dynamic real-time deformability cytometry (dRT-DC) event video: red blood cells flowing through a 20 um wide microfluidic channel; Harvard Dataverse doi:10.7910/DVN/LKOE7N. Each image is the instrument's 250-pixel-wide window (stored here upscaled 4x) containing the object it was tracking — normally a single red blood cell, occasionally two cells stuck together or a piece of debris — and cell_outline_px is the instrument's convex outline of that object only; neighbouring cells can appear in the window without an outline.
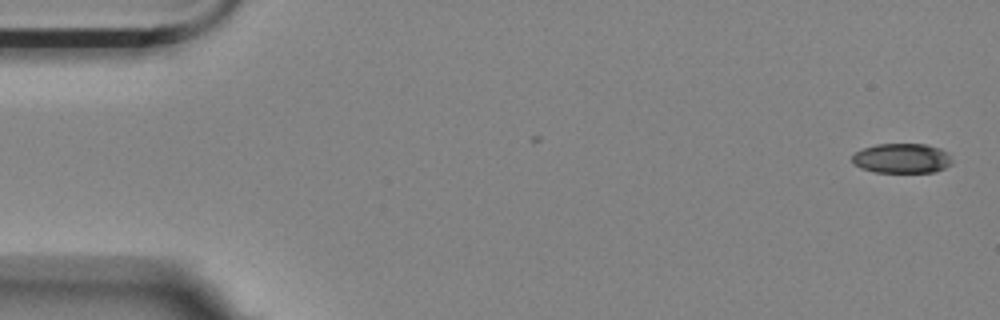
{"species": "Egyptian fruit bat (a non-hibernating species)", "species_latin": "Rousettus aegyptiacus", "temperature_condition": "room temperature", "stored_images_in_passage": 56, "camera_frame_rate_fps": 3000, "um_per_image_px": 0.085, "animal": {"sex": "female"}, "frame": {"image": 1, "passage_image": 1, "time_ms": 0.0, "image_size_px": [1000, 320], "cell_outline_px": [[952, 164], [936, 172], [876, 172], [860, 168], [852, 160], [852, 156], [856, 152], [864, 148], [876, 144], [928, 144], [940, 148], [952, 160]], "centroid_in_image_um": [76.66, 13.46], "position_along_channel_um": 8.3, "area_um2": 17.22}}
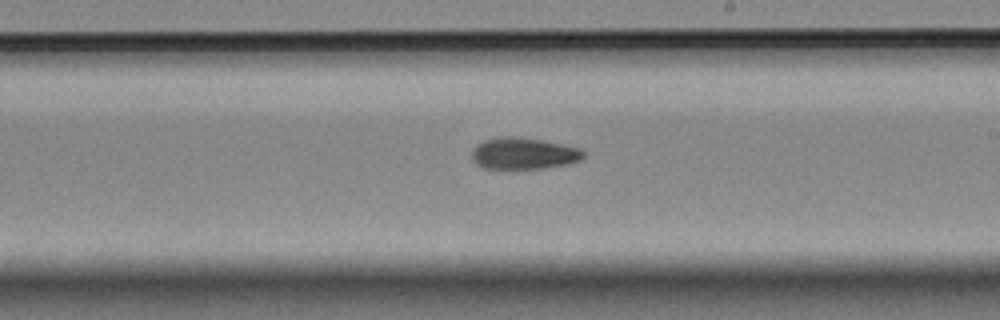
{"frame": {"image": 2, "passage_image": 32, "time_ms": 10.333, "image_size_px": [1000, 320], "cell_outline_px": [[584, 156], [580, 160], [568, 164], [540, 168], [484, 168], [476, 164], [472, 160], [472, 152], [476, 144], [484, 140], [500, 136], [516, 136], [540, 140], [580, 148], [584, 152]], "centroid_in_image_um": [44.47, 13.03], "position_along_channel_um": 244.5, "area_um2": 20.4}}
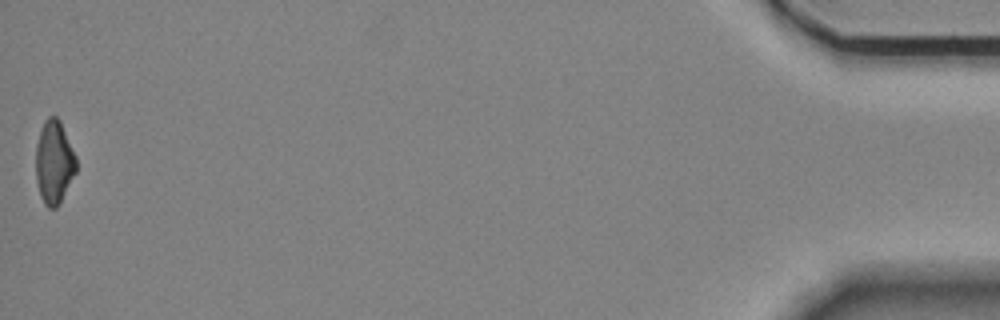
{"frame": {"image": 3, "passage_image": 56, "time_ms": 18.333, "image_size_px": [1000, 320], "cell_outline_px": [[76, 172], [60, 204], [56, 208], [48, 208], [44, 204], [40, 196], [36, 180], [36, 144], [44, 120], [48, 116], [56, 116], [60, 120], [76, 156]], "centroid_in_image_um": [4.6, 13.8], "position_along_channel_um": 430.6, "area_um2": 19.77}, "authors_computed_cell_mechanics": {"area_um2": 20.0855, "velocity_mm_per_s": 3.5279, "shape_relaxation_time_tau1_ms": null, "shape_relaxation_time_tau2_ms": 5.6972, "deformation_change_tau1": null, "deformation_change_tau2": 0.1294}}